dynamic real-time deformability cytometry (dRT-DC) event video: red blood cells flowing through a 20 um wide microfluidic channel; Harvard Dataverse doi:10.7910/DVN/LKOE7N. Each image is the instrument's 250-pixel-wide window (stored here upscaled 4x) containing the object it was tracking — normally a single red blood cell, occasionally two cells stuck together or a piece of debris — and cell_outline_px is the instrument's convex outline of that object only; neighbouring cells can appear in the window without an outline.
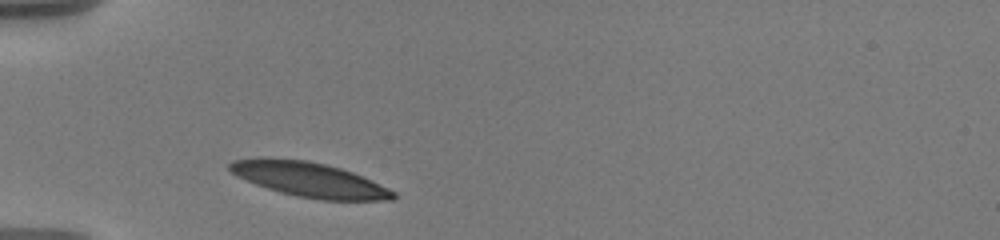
{"species": "human", "species_latin": "Homo sapiens", "temperature_condition": "warm", "stored_images_in_passage": 3, "camera_frame_rate_fps": 3000, "um_per_image_px": 0.085, "donor": {"sex": "male"}, "frame": {"image": 1, "passage_image": 1, "time_ms": 0.0, "image_size_px": [1000, 240], "cell_outline_px": [[396, 196], [392, 200], [320, 200], [296, 196], [280, 192], [256, 184], [236, 176], [228, 168], [228, 164], [232, 160], [256, 156], [264, 156], [304, 160], [324, 164], [340, 168], [352, 172], [372, 180], [396, 192]], "centroid_in_image_um": [26.24, 15.24], "position_along_channel_um": 58.8, "area_um2": 33.29}}
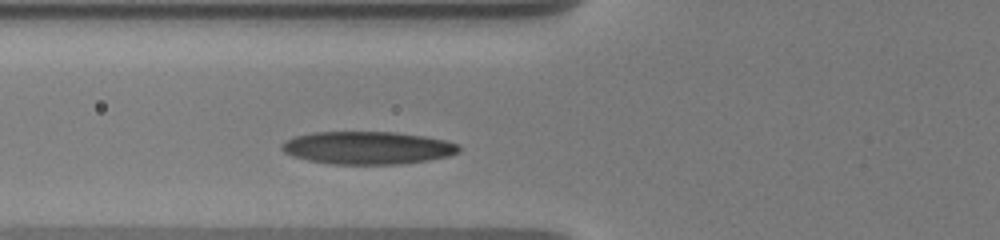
{"frame": {"image": 2, "passage_image": 3, "time_ms": 1.333, "image_size_px": [1000, 240], "cell_outline_px": [[460, 152], [448, 156], [428, 160], [400, 164], [328, 164], [308, 160], [292, 156], [284, 152], [280, 148], [280, 144], [284, 140], [296, 136], [312, 132], [396, 132], [424, 136], [444, 140], [456, 144], [460, 148]], "centroid_in_image_um": [31.2, 12.56], "position_along_channel_um": 94.6, "area_um2": 33.93}}